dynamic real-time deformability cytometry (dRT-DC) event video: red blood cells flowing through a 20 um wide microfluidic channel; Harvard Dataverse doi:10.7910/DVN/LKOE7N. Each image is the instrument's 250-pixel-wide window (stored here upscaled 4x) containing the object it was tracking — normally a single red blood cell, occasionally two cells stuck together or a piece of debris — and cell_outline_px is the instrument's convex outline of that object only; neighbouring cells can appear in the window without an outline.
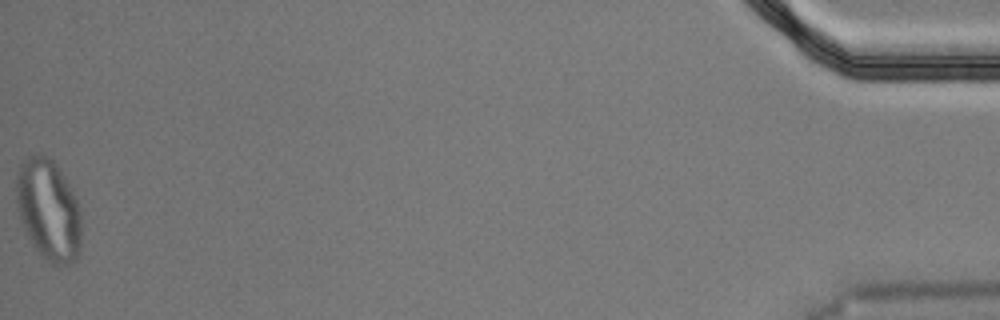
{"species": "Egyptian fruit bat (a non-hibernating species)", "species_latin": "Rousettus aegyptiacus", "temperature_condition": "cold", "stored_images_in_passage": 55, "segment_of_instrument_passage": [2, 2], "camera_frame_rate_fps": 3000, "um_per_image_px": 0.085, "animal": {"sex": "male"}, "frame": {"image": 1, "passage_image": 55, "time_ms": 18.0, "image_size_px": [1000, 320], "cell_outline_px": [[80, 252], [76, 260], [64, 264], [52, 264], [36, 248], [28, 236], [20, 220], [16, 208], [16, 176], [20, 164], [28, 156], [36, 152], [48, 156], [56, 164], [64, 176], [76, 200], [80, 212]], "centroid_in_image_um": [4.1, 17.79], "position_along_channel_um": 431.1, "area_um2": 38.21}}